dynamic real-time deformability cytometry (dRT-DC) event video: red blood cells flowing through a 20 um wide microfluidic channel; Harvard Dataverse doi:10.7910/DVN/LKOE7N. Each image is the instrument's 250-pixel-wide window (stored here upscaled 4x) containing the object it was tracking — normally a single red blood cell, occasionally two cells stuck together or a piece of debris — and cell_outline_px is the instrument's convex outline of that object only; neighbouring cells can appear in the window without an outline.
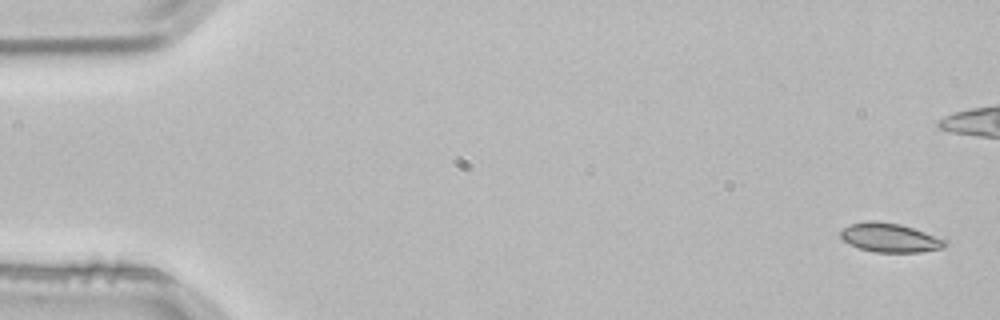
{"species": "common noctule bat (a hibernating species)", "species_latin": "Nyctalus noctula", "temperature_condition": "room temperature", "stored_images_in_passage": 3, "camera_frame_rate_fps": 3000, "um_per_image_px": 0.085, "animal": {"sex": "male", "body_mass_g": 21.5, "forearm_length_mm": 52.0}, "frame": {"image": 1, "passage_image": 1, "time_ms": 0.0, "image_size_px": [1000, 320], "cell_outline_px": [[948, 244], [944, 248], [920, 252], [876, 252], [860, 248], [844, 240], [840, 236], [840, 232], [848, 224], [864, 220], [876, 220], [900, 224], [948, 240]], "centroid_in_image_um": [75.66, 20.19], "position_along_channel_um": 9.3, "area_um2": 17.69}}